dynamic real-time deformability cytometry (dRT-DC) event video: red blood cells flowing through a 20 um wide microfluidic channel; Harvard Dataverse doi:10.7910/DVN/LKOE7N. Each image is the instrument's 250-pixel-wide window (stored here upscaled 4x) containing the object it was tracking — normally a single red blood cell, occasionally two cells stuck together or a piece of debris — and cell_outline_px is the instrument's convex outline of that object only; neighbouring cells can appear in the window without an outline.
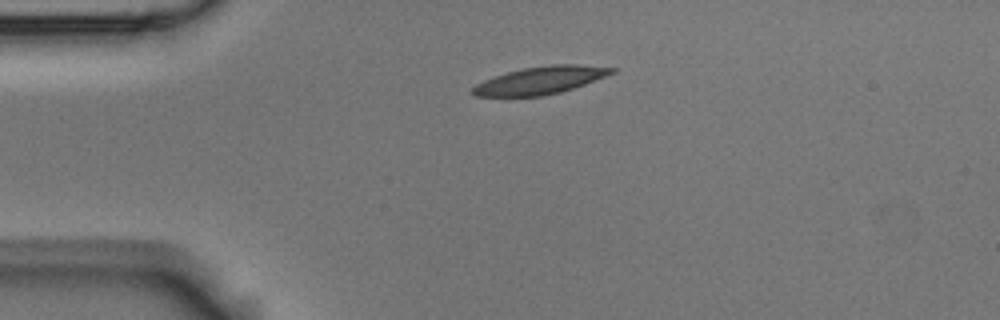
{"species": "Egyptian fruit bat (a non-hibernating species)", "species_latin": "Rousettus aegyptiacus", "temperature_condition": "room temperature", "stored_images_in_passage": 3, "camera_frame_rate_fps": 3000, "um_per_image_px": 0.085, "animal": {"sex": "male"}, "frame": {"image": 1, "passage_image": 1, "time_ms": 0.0, "image_size_px": [1000, 320], "cell_outline_px": [[616, 72], [584, 84], [560, 92], [544, 96], [476, 96], [468, 92], [476, 84], [484, 80], [508, 72], [524, 68], [552, 64], [576, 64], [616, 68]], "centroid_in_image_um": [45.92, 6.83], "position_along_channel_um": 39.1, "area_um2": 22.14}}
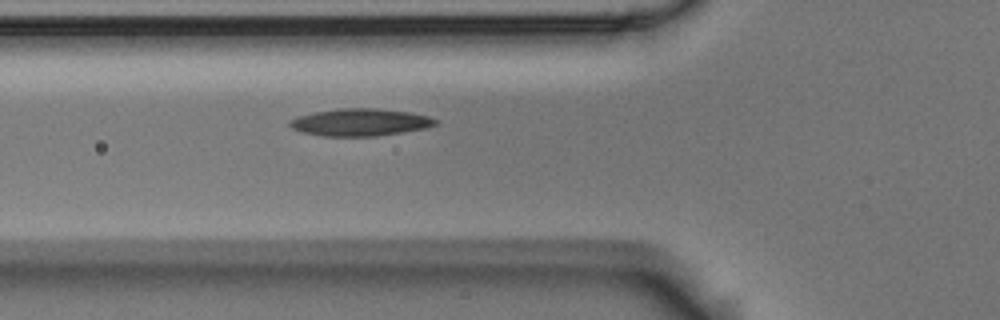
{"frame": {"image": 2, "passage_image": 3, "time_ms": 0.667, "image_size_px": [1000, 320], "cell_outline_px": [[440, 124], [428, 128], [404, 132], [376, 136], [320, 136], [300, 132], [292, 128], [288, 124], [288, 120], [296, 116], [316, 112], [340, 108], [376, 108], [408, 112], [428, 116], [440, 120]], "centroid_in_image_um": [30.63, 10.4], "position_along_channel_um": 95.2, "area_um2": 23.52}}